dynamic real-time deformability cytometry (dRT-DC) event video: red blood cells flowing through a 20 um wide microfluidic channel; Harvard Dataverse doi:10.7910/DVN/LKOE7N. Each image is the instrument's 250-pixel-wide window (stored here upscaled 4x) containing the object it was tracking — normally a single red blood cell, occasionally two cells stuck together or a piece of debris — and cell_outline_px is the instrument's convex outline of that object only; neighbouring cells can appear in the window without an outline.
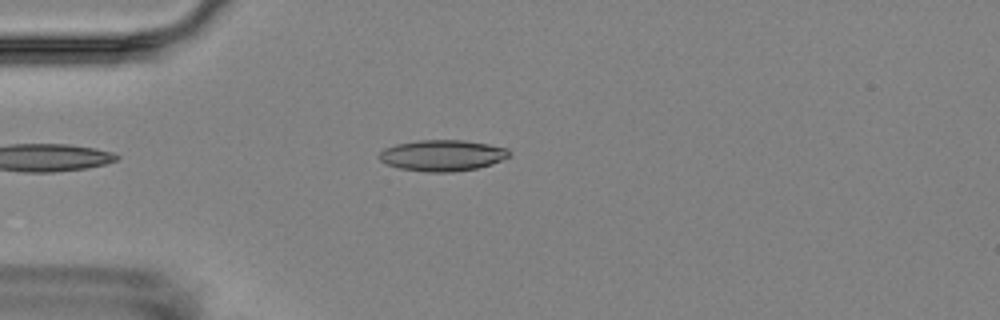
{"species": "Egyptian fruit bat (a non-hibernating species)", "species_latin": "Rousettus aegyptiacus", "temperature_condition": "room temperature", "stored_images_in_passage": 2, "camera_frame_rate_fps": 3000, "um_per_image_px": 0.085, "animal": {"sex": "female"}, "frame": {"image": 1, "passage_image": 2, "time_ms": 1.333, "image_size_px": [1000, 320], "cell_outline_px": [[512, 156], [492, 164], [476, 168], [452, 172], [424, 172], [400, 168], [388, 164], [380, 160], [380, 152], [384, 148], [396, 144], [420, 140], [464, 140], [488, 144], [508, 148], [512, 152]], "centroid_in_image_um": [37.66, 13.21], "position_along_channel_um": 47.3, "area_um2": 23.64}}